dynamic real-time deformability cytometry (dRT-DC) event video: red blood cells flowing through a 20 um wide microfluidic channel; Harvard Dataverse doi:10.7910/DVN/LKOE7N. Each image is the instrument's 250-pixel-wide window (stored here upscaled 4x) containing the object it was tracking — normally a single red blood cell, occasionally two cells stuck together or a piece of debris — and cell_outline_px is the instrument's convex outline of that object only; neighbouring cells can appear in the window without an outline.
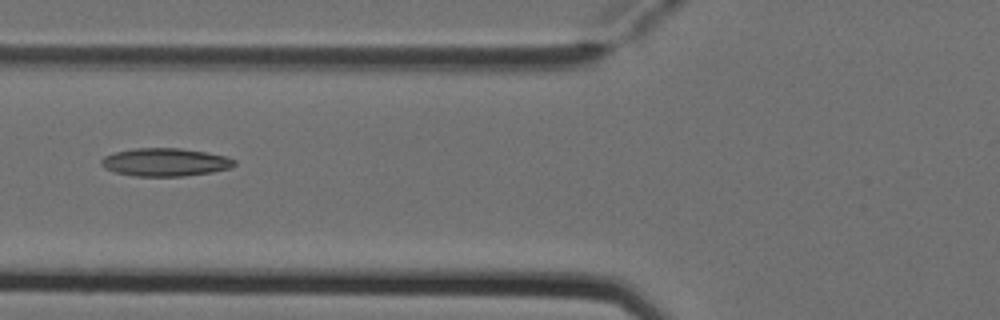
{"species": "Egyptian fruit bat (a non-hibernating species)", "species_latin": "Rousettus aegyptiacus", "temperature_condition": "cold", "stored_images_in_passage": 5, "camera_frame_rate_fps": 3000, "um_per_image_px": 0.085, "animal": {"sex": "female"}, "frame": {"image": 1, "passage_image": 5, "time_ms": 1.333, "image_size_px": [1000, 320], "cell_outline_px": [[236, 164], [232, 168], [212, 172], [184, 176], [132, 176], [116, 172], [104, 168], [100, 164], [100, 160], [104, 156], [116, 152], [136, 148], [180, 148], [228, 156], [236, 160]], "centroid_in_image_um": [14.06, 13.79], "position_along_channel_um": 111.7, "area_um2": 21.85}}